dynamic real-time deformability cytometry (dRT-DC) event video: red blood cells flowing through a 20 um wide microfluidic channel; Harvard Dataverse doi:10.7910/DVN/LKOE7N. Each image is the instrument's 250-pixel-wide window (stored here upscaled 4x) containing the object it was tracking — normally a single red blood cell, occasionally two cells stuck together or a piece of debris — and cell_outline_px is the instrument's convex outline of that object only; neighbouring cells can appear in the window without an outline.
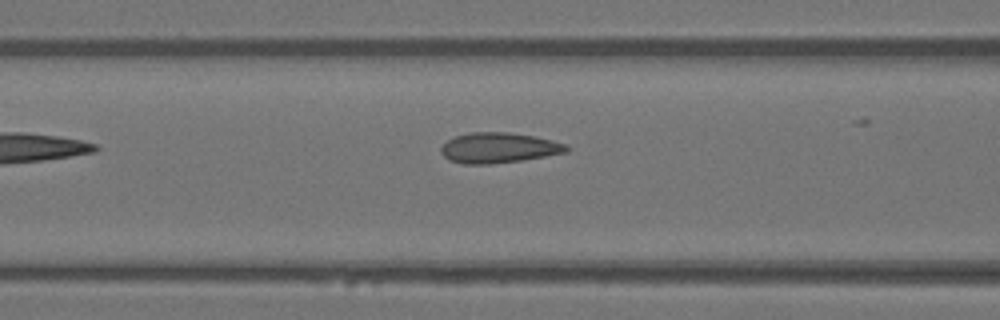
{"species": "Egyptian fruit bat (a non-hibernating species)", "species_latin": "Rousettus aegyptiacus", "temperature_condition": "warm", "stored_images_in_passage": 8, "camera_frame_rate_fps": 3000, "um_per_image_px": 0.085, "animal": {"sex": "female"}, "frame": {"image": 1, "passage_image": 6, "time_ms": 1.667, "image_size_px": [1000, 320], "cell_outline_px": [[568, 152], [520, 160], [488, 164], [464, 164], [448, 160], [440, 152], [440, 148], [448, 140], [456, 136], [472, 132], [508, 132], [536, 136], [568, 144]], "centroid_in_image_um": [42.39, 12.56], "position_along_channel_um": 124.2, "area_um2": 22.14}}